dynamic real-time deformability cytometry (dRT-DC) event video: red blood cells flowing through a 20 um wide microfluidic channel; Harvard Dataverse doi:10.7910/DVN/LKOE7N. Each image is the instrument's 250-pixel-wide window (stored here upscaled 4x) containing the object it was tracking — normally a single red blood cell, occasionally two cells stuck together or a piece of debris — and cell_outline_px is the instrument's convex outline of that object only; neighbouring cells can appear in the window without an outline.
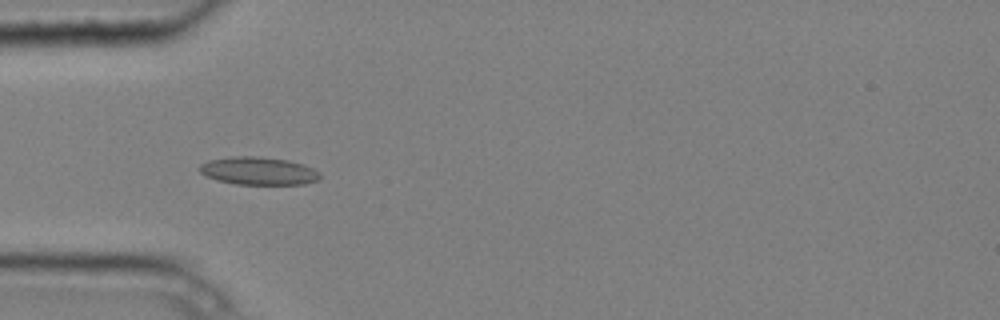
{"species": "common noctule bat (a hibernating species)", "species_latin": "Nyctalus noctula", "temperature_condition": "cold", "stored_images_in_passage": 9, "camera_frame_rate_fps": 3000, "um_per_image_px": 0.085, "animal": {"sex": "male", "body_mass_g": 20.4}, "frame": {"image": 1, "passage_image": 3, "time_ms": 0.667, "image_size_px": [1000, 320], "cell_outline_px": [[320, 180], [304, 184], [236, 184], [216, 180], [200, 172], [196, 168], [200, 164], [208, 160], [232, 156], [256, 156], [288, 160], [304, 164], [320, 172]], "centroid_in_image_um": [21.96, 14.52], "position_along_channel_um": 63.0, "area_um2": 19.71}}
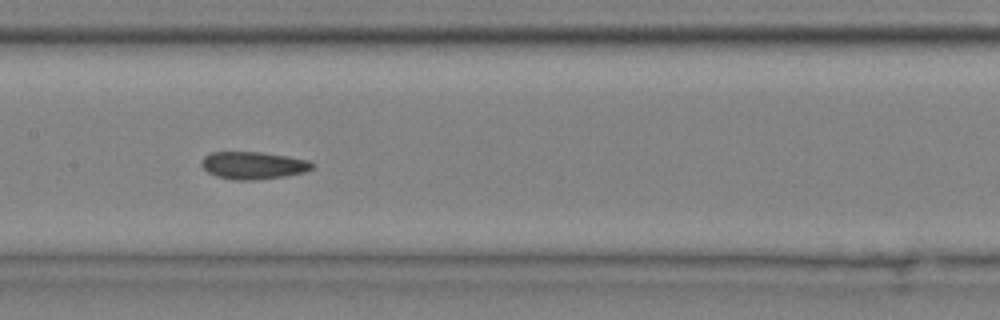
{"frame": {"image": 2, "passage_image": 6, "time_ms": 1.667, "image_size_px": [1000, 320], "cell_outline_px": [[316, 164], [312, 168], [304, 172], [284, 176], [252, 180], [232, 180], [216, 176], [208, 172], [200, 164], [200, 160], [208, 152], [260, 152], [288, 156], [308, 160]], "centroid_in_image_um": [21.49, 14.05], "position_along_channel_um": 185.9, "area_um2": 17.8}}
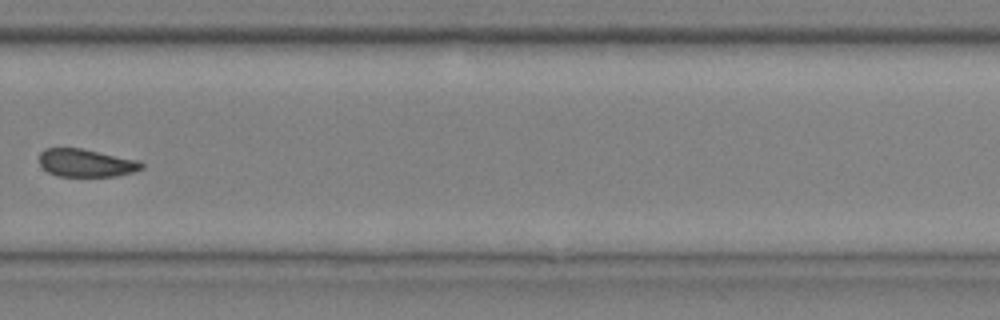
{"frame": {"image": 3, "passage_image": 9, "time_ms": 2.667, "image_size_px": [1000, 320], "cell_outline_px": [[144, 168], [132, 172], [116, 176], [56, 176], [48, 172], [40, 164], [40, 152], [44, 148], [80, 148], [140, 160], [144, 164]], "centroid_in_image_um": [7.33, 13.85], "position_along_channel_um": 322.5, "area_um2": 16.65}}